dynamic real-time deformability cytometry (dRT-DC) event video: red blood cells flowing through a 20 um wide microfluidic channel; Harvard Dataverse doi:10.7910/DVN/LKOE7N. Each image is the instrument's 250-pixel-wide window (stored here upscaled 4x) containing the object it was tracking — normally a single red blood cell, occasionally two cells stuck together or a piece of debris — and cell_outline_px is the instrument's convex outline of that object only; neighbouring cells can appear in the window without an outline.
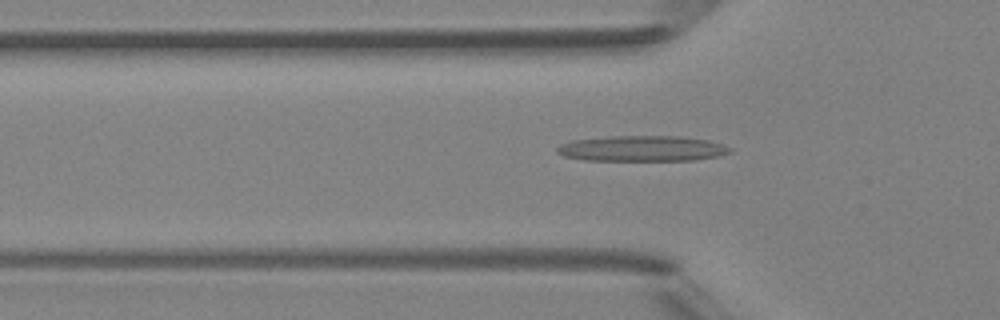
{"species": "Egyptian fruit bat (a non-hibernating species)", "species_latin": "Rousettus aegyptiacus", "temperature_condition": "room temperature", "stored_images_in_passage": 48, "segment_of_instrument_passage": [1, 2], "camera_frame_rate_fps": 3000, "um_per_image_px": 0.085, "animal": {"sex": "female"}, "frame": {"image": 1, "passage_image": 15, "time_ms": 4.667, "image_size_px": [1000, 320], "cell_outline_px": [[732, 152], [720, 156], [692, 160], [584, 160], [564, 156], [556, 152], [556, 148], [560, 144], [572, 140], [608, 136], [680, 136], [708, 140], [732, 148]], "centroid_in_image_um": [54.57, 12.62], "position_along_channel_um": 71.2, "area_um2": 25.84}}
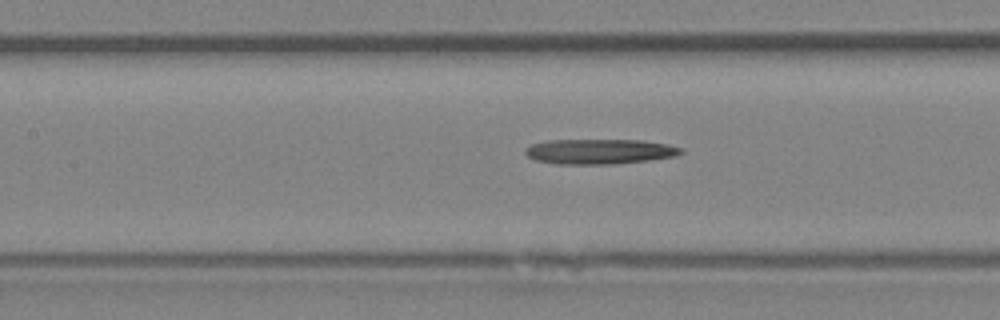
{"frame": {"image": 2, "passage_image": 21, "time_ms": 6.667, "image_size_px": [1000, 320], "cell_outline_px": [[684, 152], [676, 156], [648, 160], [616, 164], [556, 164], [536, 160], [528, 156], [524, 152], [524, 148], [532, 144], [544, 140], [644, 140], [668, 144], [684, 148]], "centroid_in_image_um": [50.98, 12.87], "position_along_channel_um": 156.4, "area_um2": 23.0}}
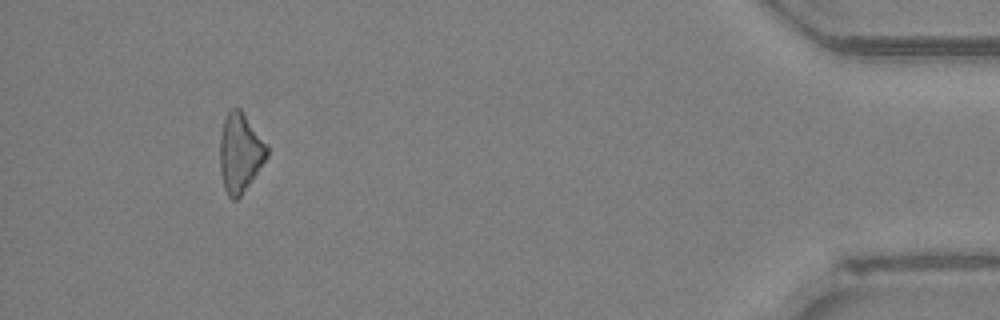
{"frame": {"image": 3, "passage_image": 44, "time_ms": 14.333, "image_size_px": [1000, 320], "cell_outline_px": [[268, 156], [240, 196], [236, 200], [232, 200], [228, 196], [224, 188], [220, 168], [220, 136], [224, 120], [228, 112], [232, 108], [240, 108], [268, 144]], "centroid_in_image_um": [20.41, 12.97], "position_along_channel_um": 414.8, "area_um2": 21.56}}